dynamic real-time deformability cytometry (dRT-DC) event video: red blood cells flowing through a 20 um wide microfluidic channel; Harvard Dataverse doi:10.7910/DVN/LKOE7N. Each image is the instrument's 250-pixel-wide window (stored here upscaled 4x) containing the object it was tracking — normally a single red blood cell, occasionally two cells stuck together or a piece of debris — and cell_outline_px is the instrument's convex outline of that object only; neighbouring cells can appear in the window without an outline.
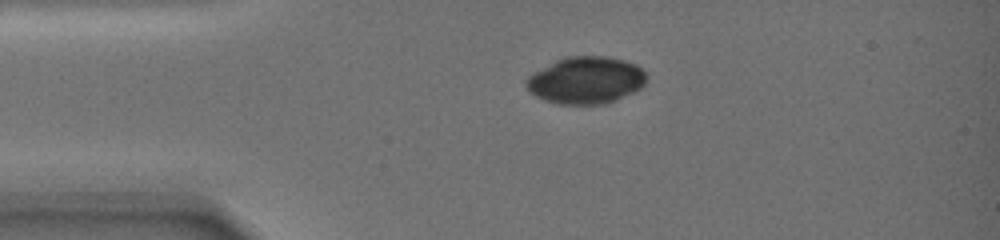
{"species": "common noctule bat (a hibernating species)", "species_latin": "Nyctalus noctula", "temperature_condition": "warm", "stored_images_in_passage": 7, "camera_frame_rate_fps": 3000, "um_per_image_px": 0.085, "animal": {"sex": "female", "body_mass_g": 19.0, "forearm_length_mm": 51.5}, "frame": {"image": 1, "passage_image": 1, "time_ms": 0.0, "image_size_px": [1000, 240], "cell_outline_px": [[648, 76], [644, 84], [636, 92], [616, 100], [604, 104], [556, 104], [544, 100], [528, 92], [524, 84], [524, 80], [532, 72], [564, 56], [608, 56], [624, 60], [636, 64]], "centroid_in_image_um": [49.77, 6.82], "position_along_channel_um": 35.2, "area_um2": 33.52}}